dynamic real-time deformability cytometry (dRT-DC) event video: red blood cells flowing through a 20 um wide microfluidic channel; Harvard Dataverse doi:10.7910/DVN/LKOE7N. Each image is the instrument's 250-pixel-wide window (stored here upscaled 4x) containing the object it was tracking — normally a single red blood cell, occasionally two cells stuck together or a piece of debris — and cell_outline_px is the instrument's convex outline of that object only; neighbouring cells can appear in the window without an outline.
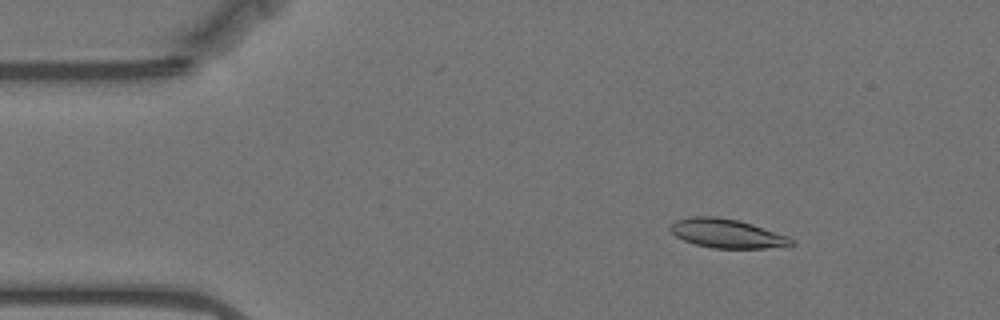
{"species": "Egyptian fruit bat (a non-hibernating species)", "species_latin": "Rousettus aegyptiacus", "temperature_condition": "warm", "stored_images_in_passage": 57, "camera_frame_rate_fps": 3000, "um_per_image_px": 0.085, "animal": {"sex": "female"}, "frame": {"image": 1, "passage_image": 8, "time_ms": 2.333, "image_size_px": [1000, 320], "cell_outline_px": [[796, 244], [764, 248], [712, 248], [696, 244], [684, 240], [676, 236], [668, 228], [668, 224], [676, 220], [692, 216], [716, 216], [740, 220], [788, 236], [796, 240]], "centroid_in_image_um": [61.77, 19.83], "position_along_channel_um": 23.2, "area_um2": 20.52}}
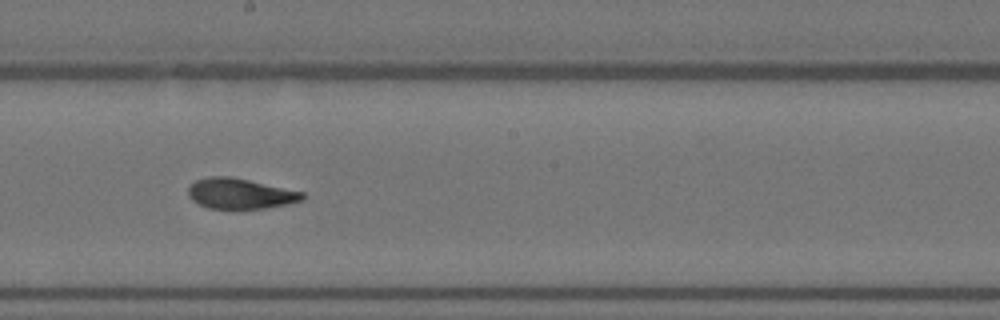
{"frame": {"image": 2, "passage_image": 31, "time_ms": 10.0, "image_size_px": [1000, 320], "cell_outline_px": [[308, 196], [304, 200], [288, 204], [264, 208], [208, 208], [192, 200], [188, 196], [188, 188], [196, 180], [208, 176], [232, 176], [304, 192]], "centroid_in_image_um": [20.45, 16.44], "position_along_channel_um": 227.7, "area_um2": 20.35}}
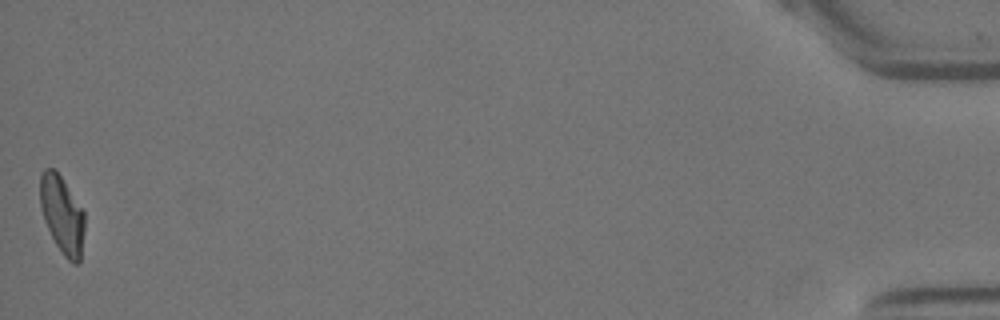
{"frame": {"image": 3, "passage_image": 57, "time_ms": 18.667, "image_size_px": [1000, 320], "cell_outline_px": [[84, 232], [80, 260], [76, 264], [72, 264], [64, 256], [56, 244], [44, 220], [40, 208], [40, 172], [44, 168], [52, 168], [60, 176], [84, 212]], "centroid_in_image_um": [5.26, 18.26], "position_along_channel_um": 429.9, "area_um2": 19.88}, "authors_computed_cell_mechanics": {"area_um2": 20.5768, "velocity_mm_per_s": 3.5165, "shape_relaxation_time_tau1_ms": null, "shape_relaxation_time_tau2_ms": 2.4028, "deformation_change_tau1": null, "deformation_change_tau2": 0.085}}